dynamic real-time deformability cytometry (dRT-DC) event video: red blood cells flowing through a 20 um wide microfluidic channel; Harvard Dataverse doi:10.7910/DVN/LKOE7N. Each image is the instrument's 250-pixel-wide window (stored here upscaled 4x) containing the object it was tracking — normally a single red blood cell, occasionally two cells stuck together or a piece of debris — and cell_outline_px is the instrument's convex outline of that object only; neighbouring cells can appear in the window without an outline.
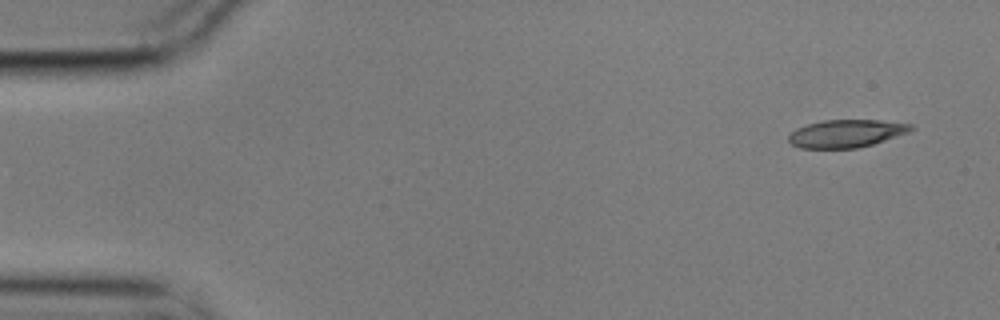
{"species": "common noctule bat (a hibernating species)", "species_latin": "Nyctalus noctula", "temperature_condition": "cold", "stored_images_in_passage": 6, "camera_frame_rate_fps": 3000, "um_per_image_px": 0.085, "animal": {"sex": "male", "body_mass_g": 17.9}, "frame": {"image": 1, "passage_image": 1, "time_ms": 0.0, "image_size_px": [1000, 320], "cell_outline_px": [[916, 128], [908, 132], [872, 144], [856, 148], [800, 148], [792, 144], [788, 140], [788, 136], [796, 128], [808, 124], [824, 120], [880, 120], [912, 124]], "centroid_in_image_um": [71.93, 11.34], "position_along_channel_um": 13.1, "area_um2": 19.65}}
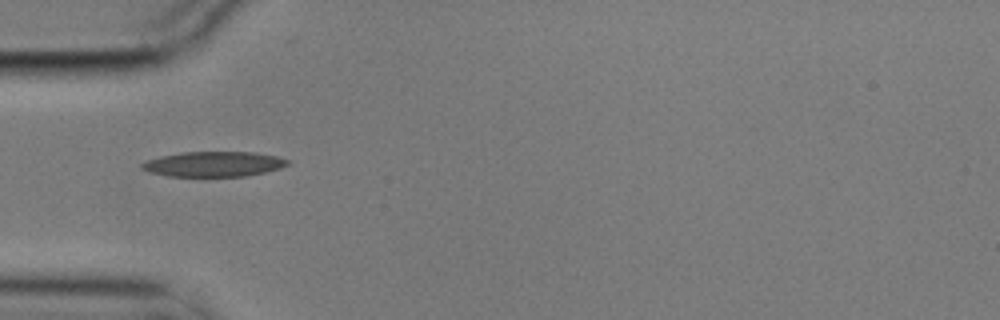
{"frame": {"image": 2, "passage_image": 5, "time_ms": 1.333, "image_size_px": [1000, 320], "cell_outline_px": [[288, 164], [280, 168], [264, 172], [244, 176], [168, 176], [152, 172], [140, 168], [140, 164], [148, 160], [160, 156], [184, 152], [256, 152], [276, 156], [288, 160]], "centroid_in_image_um": [18.15, 13.94], "position_along_channel_um": 66.8, "area_um2": 21.1}}
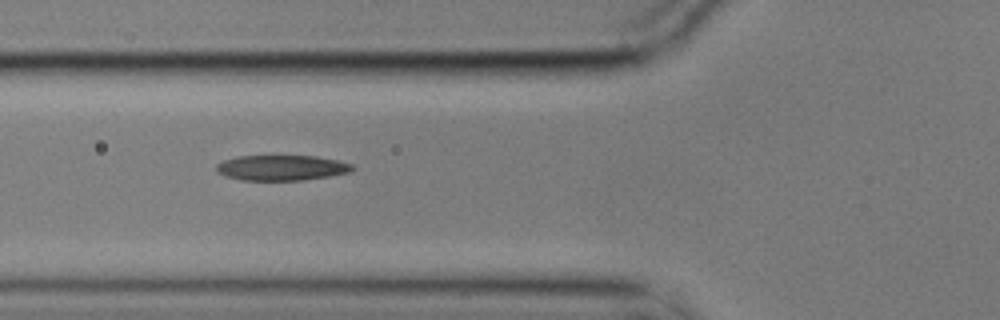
{"frame": {"image": 3, "passage_image": 6, "time_ms": 1.667, "image_size_px": [1000, 320], "cell_outline_px": [[356, 168], [352, 172], [328, 176], [300, 180], [240, 180], [224, 176], [216, 172], [216, 164], [224, 160], [236, 156], [316, 156], [336, 160], [352, 164]], "centroid_in_image_um": [23.91, 14.26], "position_along_channel_um": 101.9, "area_um2": 20.17}}